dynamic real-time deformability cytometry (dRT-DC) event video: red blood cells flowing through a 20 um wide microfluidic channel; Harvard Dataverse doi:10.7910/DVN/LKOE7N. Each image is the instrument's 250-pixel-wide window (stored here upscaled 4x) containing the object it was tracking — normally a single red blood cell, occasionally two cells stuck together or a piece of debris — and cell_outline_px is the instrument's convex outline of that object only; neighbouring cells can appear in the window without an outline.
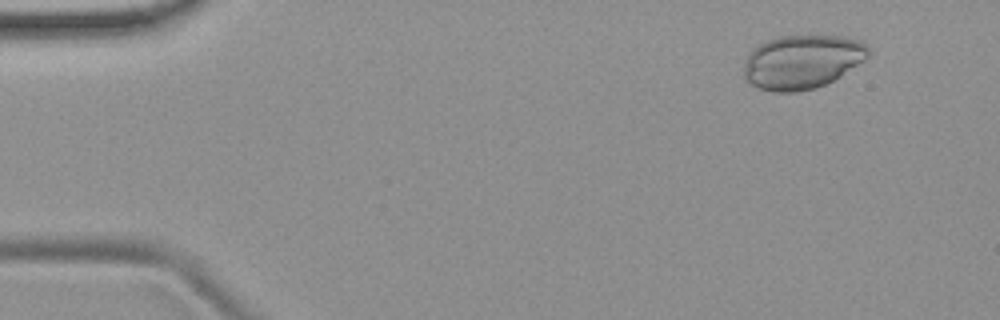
{"species": "common noctule bat (a hibernating species)", "species_latin": "Nyctalus noctula", "temperature_condition": "room temperature", "stored_images_in_passage": 5, "camera_frame_rate_fps": 3000, "um_per_image_px": 0.085, "animal": {"sex": "female", "body_mass_g": 19.9}, "frame": {"image": 1, "passage_image": 2, "time_ms": 1.0, "image_size_px": [1000, 320], "cell_outline_px": [[872, 52], [864, 60], [840, 76], [816, 88], [796, 92], [772, 92], [760, 88], [752, 84], [744, 76], [744, 60], [748, 52], [752, 48], [768, 40], [780, 36], [844, 36], [860, 40], [868, 44]], "centroid_in_image_um": [68.19, 5.24], "position_along_channel_um": 16.8, "area_um2": 39.3}}